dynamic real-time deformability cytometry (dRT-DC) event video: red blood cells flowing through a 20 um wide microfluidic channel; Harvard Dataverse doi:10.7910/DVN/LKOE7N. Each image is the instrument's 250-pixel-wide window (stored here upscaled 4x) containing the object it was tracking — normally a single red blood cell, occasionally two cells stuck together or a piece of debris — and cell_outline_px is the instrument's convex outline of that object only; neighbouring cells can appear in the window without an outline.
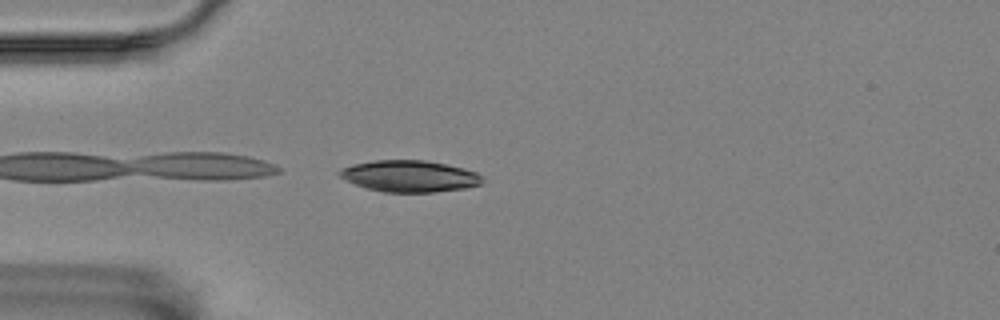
{"species": "Egyptian fruit bat (a non-hibernating species)", "species_latin": "Rousettus aegyptiacus", "temperature_condition": "room temperature", "stored_images_in_passage": 16, "camera_frame_rate_fps": 3000, "um_per_image_px": 0.085, "animal": {"sex": "female"}, "frame": {"image": 1, "passage_image": 1, "time_ms": 0.0, "image_size_px": [1000, 320], "cell_outline_px": [[484, 180], [480, 184], [464, 188], [432, 192], [384, 192], [368, 188], [356, 184], [340, 176], [336, 172], [340, 168], [352, 164], [376, 160], [424, 160], [448, 164], [464, 168], [476, 172]], "centroid_in_image_um": [34.8, 14.96], "position_along_channel_um": 50.2, "area_um2": 26.13}}
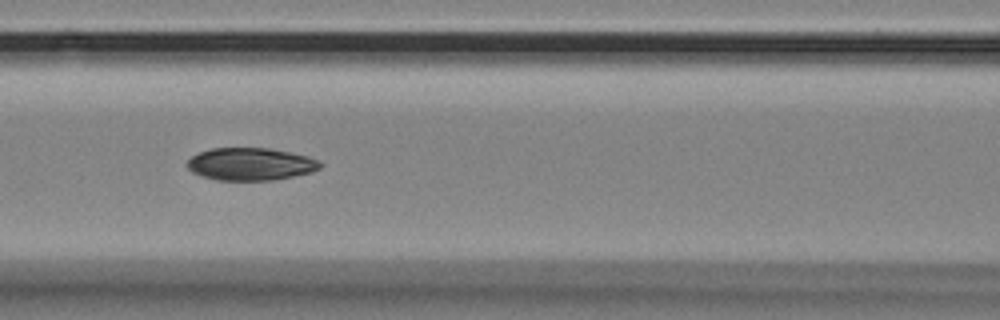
{"frame": {"image": 2, "passage_image": 10, "time_ms": 3.0, "image_size_px": [1000, 320], "cell_outline_px": [[324, 164], [320, 168], [312, 172], [272, 180], [216, 180], [192, 172], [188, 168], [188, 160], [192, 156], [200, 152], [212, 148], [268, 148], [308, 156]], "centroid_in_image_um": [21.31, 13.94], "position_along_channel_um": 145.3, "area_um2": 24.97}}
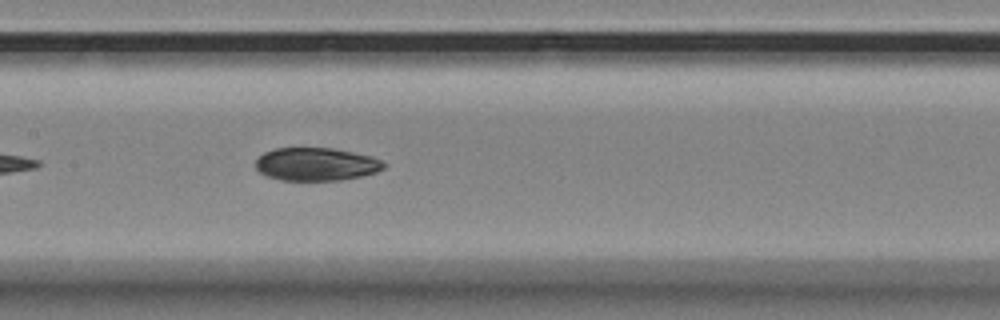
{"frame": {"image": 3, "passage_image": 13, "time_ms": 4.0, "image_size_px": [1000, 320], "cell_outline_px": [[388, 164], [384, 168], [376, 172], [360, 176], [340, 180], [280, 180], [268, 176], [260, 172], [256, 168], [256, 160], [264, 152], [276, 148], [332, 148], [372, 156]], "centroid_in_image_um": [26.89, 13.95], "position_along_channel_um": 180.5, "area_um2": 24.57}}